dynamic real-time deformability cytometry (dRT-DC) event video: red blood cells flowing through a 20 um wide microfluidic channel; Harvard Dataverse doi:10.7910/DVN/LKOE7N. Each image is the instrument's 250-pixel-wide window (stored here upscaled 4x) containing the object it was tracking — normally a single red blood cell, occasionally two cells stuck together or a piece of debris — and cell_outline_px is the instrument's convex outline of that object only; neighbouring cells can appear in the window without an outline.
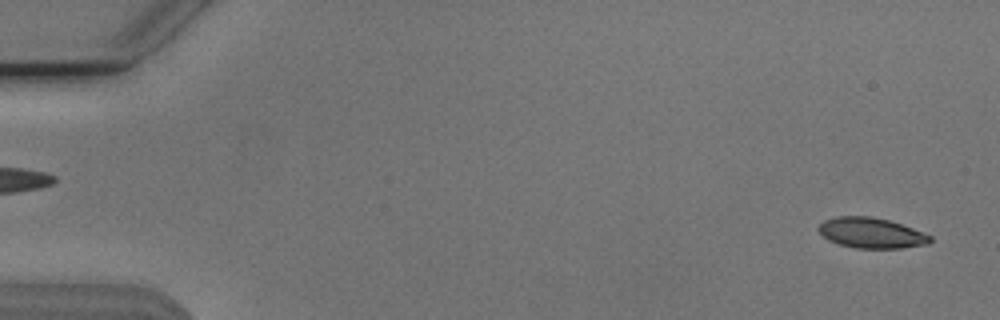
{"species": "Egyptian fruit bat (a non-hibernating species)", "species_latin": "Rousettus aegyptiacus", "temperature_condition": "cold", "stored_images_in_passage": 53, "camera_frame_rate_fps": 3000, "um_per_image_px": 0.085, "animal": {"sex": "male"}, "frame": {"image": 1, "passage_image": 1, "time_ms": 0.0, "image_size_px": [1000, 320], "cell_outline_px": [[932, 240], [928, 244], [900, 248], [856, 248], [836, 244], [828, 240], [816, 228], [824, 220], [836, 216], [872, 216], [888, 220], [912, 228], [932, 236]], "centroid_in_image_um": [74.03, 19.8], "position_along_channel_um": 11.0, "area_um2": 19.83}}
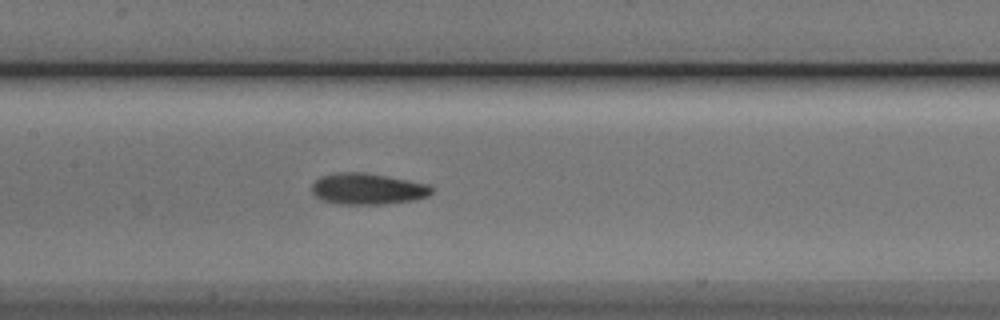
{"frame": {"image": 2, "passage_image": 25, "time_ms": 8.0, "image_size_px": [1000, 320], "cell_outline_px": [[436, 188], [428, 196], [412, 200], [384, 204], [340, 204], [320, 200], [312, 192], [312, 184], [320, 176], [340, 172], [364, 172], [428, 184]], "centroid_in_image_um": [31.24, 16.05], "position_along_channel_um": 176.2, "area_um2": 21.79}}
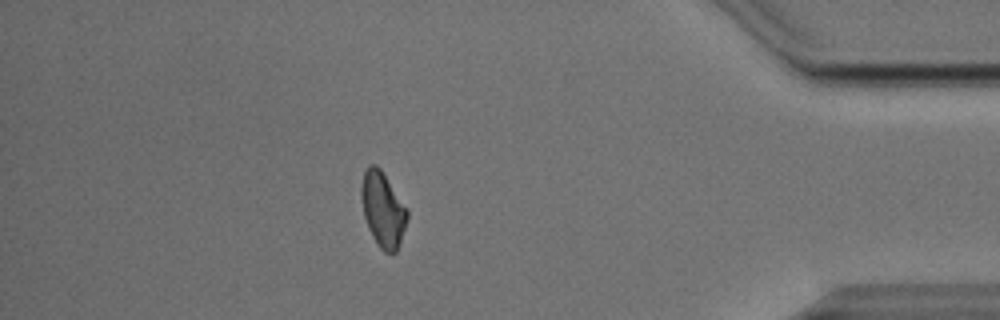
{"frame": {"image": 3, "passage_image": 46, "time_ms": 15.0, "image_size_px": [1000, 320], "cell_outline_px": [[408, 220], [396, 252], [384, 252], [376, 244], [368, 228], [364, 216], [360, 196], [360, 188], [364, 172], [368, 164], [376, 164], [380, 168], [408, 208]], "centroid_in_image_um": [32.54, 17.78], "position_along_channel_um": 402.7, "area_um2": 20.29}, "authors_computed_cell_mechanics": {"area_um2": 20.6346, "velocity_mm_per_s": 3.8054, "shape_relaxation_time_tau1_ms": 6.1672, "shape_relaxation_time_tau2_ms": 3.2647, "deformation_change_tau1": 0.1485, "deformation_change_tau2": 0.0968}}